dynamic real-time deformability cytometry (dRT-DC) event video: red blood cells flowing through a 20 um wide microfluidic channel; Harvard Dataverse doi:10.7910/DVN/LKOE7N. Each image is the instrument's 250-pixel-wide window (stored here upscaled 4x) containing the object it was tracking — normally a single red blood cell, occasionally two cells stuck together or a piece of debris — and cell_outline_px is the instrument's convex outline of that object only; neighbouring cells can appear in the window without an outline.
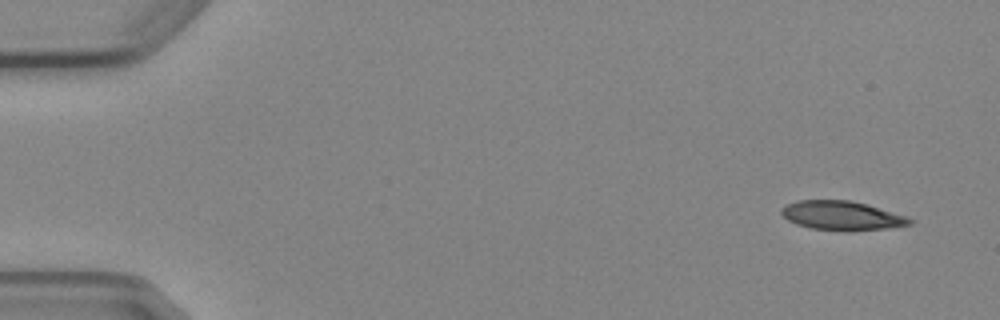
{"species": "Egyptian fruit bat (a non-hibernating species)", "species_latin": "Rousettus aegyptiacus", "temperature_condition": "cold", "stored_images_in_passage": 8, "camera_frame_rate_fps": 3000, "um_per_image_px": 0.085, "animal": {"sex": "female"}, "frame": {"image": 1, "passage_image": 1, "time_ms": 0.0, "image_size_px": [1000, 320], "cell_outline_px": [[916, 220], [912, 224], [888, 228], [844, 232], [812, 228], [796, 224], [788, 220], [780, 212], [788, 204], [796, 200], [848, 200], [868, 204], [908, 216]], "centroid_in_image_um": [71.63, 18.33], "position_along_channel_um": 13.4, "area_um2": 22.02}}
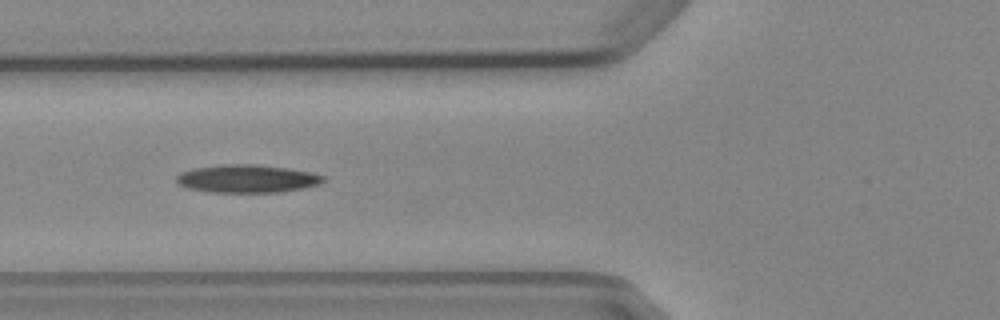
{"frame": {"image": 2, "passage_image": 6, "time_ms": 5.667, "image_size_px": [1000, 320], "cell_outline_px": [[324, 180], [320, 184], [304, 188], [280, 192], [208, 192], [188, 188], [180, 184], [176, 180], [176, 176], [180, 172], [192, 168], [220, 164], [256, 164], [288, 168], [312, 172], [324, 176]], "centroid_in_image_um": [21.0, 15.18], "position_along_channel_um": 104.8, "area_um2": 24.1}}
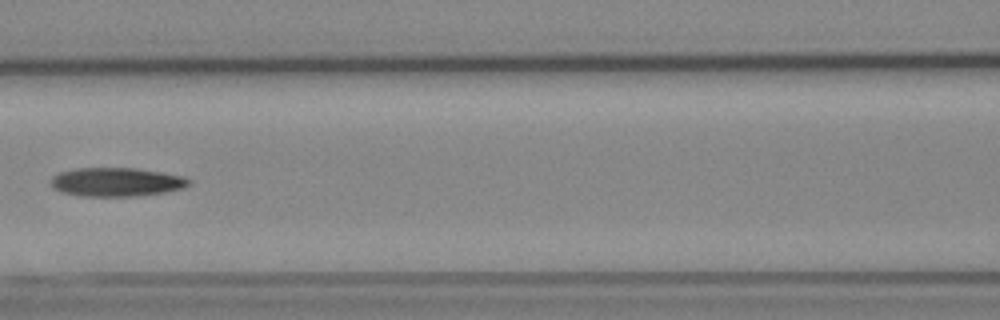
{"frame": {"image": 3, "passage_image": 7, "time_ms": 7.0, "image_size_px": [1000, 320], "cell_outline_px": [[192, 184], [184, 188], [164, 192], [136, 196], [80, 196], [60, 192], [52, 188], [48, 180], [52, 176], [60, 172], [76, 168], [136, 168], [184, 176], [192, 180]], "centroid_in_image_um": [9.87, 15.47], "position_along_channel_um": 156.7, "area_um2": 23.47}}